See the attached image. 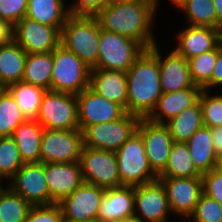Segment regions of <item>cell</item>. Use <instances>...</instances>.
I'll use <instances>...</instances> for the list:
<instances>
[{"label": "cell", "mask_w": 222, "mask_h": 222, "mask_svg": "<svg viewBox=\"0 0 222 222\" xmlns=\"http://www.w3.org/2000/svg\"><path fill=\"white\" fill-rule=\"evenodd\" d=\"M155 15V1L141 0L109 3L95 17L101 29L132 39L146 50L156 44Z\"/></svg>", "instance_id": "6da1fadb"}, {"label": "cell", "mask_w": 222, "mask_h": 222, "mask_svg": "<svg viewBox=\"0 0 222 222\" xmlns=\"http://www.w3.org/2000/svg\"><path fill=\"white\" fill-rule=\"evenodd\" d=\"M127 112L147 118L162 95L158 58L146 49L126 71Z\"/></svg>", "instance_id": "7a4b0ae2"}, {"label": "cell", "mask_w": 222, "mask_h": 222, "mask_svg": "<svg viewBox=\"0 0 222 222\" xmlns=\"http://www.w3.org/2000/svg\"><path fill=\"white\" fill-rule=\"evenodd\" d=\"M100 29L95 16L70 15L61 30V44L92 69L98 61Z\"/></svg>", "instance_id": "3957f363"}, {"label": "cell", "mask_w": 222, "mask_h": 222, "mask_svg": "<svg viewBox=\"0 0 222 222\" xmlns=\"http://www.w3.org/2000/svg\"><path fill=\"white\" fill-rule=\"evenodd\" d=\"M51 91L74 95L90 86L91 68L62 44L53 51Z\"/></svg>", "instance_id": "277c9868"}, {"label": "cell", "mask_w": 222, "mask_h": 222, "mask_svg": "<svg viewBox=\"0 0 222 222\" xmlns=\"http://www.w3.org/2000/svg\"><path fill=\"white\" fill-rule=\"evenodd\" d=\"M121 184L140 186L158 180L151 169L144 148L141 134H134L115 151Z\"/></svg>", "instance_id": "5b68a950"}, {"label": "cell", "mask_w": 222, "mask_h": 222, "mask_svg": "<svg viewBox=\"0 0 222 222\" xmlns=\"http://www.w3.org/2000/svg\"><path fill=\"white\" fill-rule=\"evenodd\" d=\"M140 117L126 113L118 120L87 126L83 147L117 151L137 131Z\"/></svg>", "instance_id": "8992f818"}, {"label": "cell", "mask_w": 222, "mask_h": 222, "mask_svg": "<svg viewBox=\"0 0 222 222\" xmlns=\"http://www.w3.org/2000/svg\"><path fill=\"white\" fill-rule=\"evenodd\" d=\"M44 129L71 130L80 128L77 96L47 90L36 119Z\"/></svg>", "instance_id": "52a82bcc"}, {"label": "cell", "mask_w": 222, "mask_h": 222, "mask_svg": "<svg viewBox=\"0 0 222 222\" xmlns=\"http://www.w3.org/2000/svg\"><path fill=\"white\" fill-rule=\"evenodd\" d=\"M144 50L132 39L100 29L98 61L93 68L126 72Z\"/></svg>", "instance_id": "ba28073f"}, {"label": "cell", "mask_w": 222, "mask_h": 222, "mask_svg": "<svg viewBox=\"0 0 222 222\" xmlns=\"http://www.w3.org/2000/svg\"><path fill=\"white\" fill-rule=\"evenodd\" d=\"M79 164L84 182L104 189L122 186L115 151L83 147Z\"/></svg>", "instance_id": "9c48e42d"}, {"label": "cell", "mask_w": 222, "mask_h": 222, "mask_svg": "<svg viewBox=\"0 0 222 222\" xmlns=\"http://www.w3.org/2000/svg\"><path fill=\"white\" fill-rule=\"evenodd\" d=\"M83 148V132L44 129L41 139V163H71L79 161Z\"/></svg>", "instance_id": "30bf717a"}, {"label": "cell", "mask_w": 222, "mask_h": 222, "mask_svg": "<svg viewBox=\"0 0 222 222\" xmlns=\"http://www.w3.org/2000/svg\"><path fill=\"white\" fill-rule=\"evenodd\" d=\"M158 180L165 187L172 214L179 216L180 220H187L203 194L202 177L158 178Z\"/></svg>", "instance_id": "8fae6325"}, {"label": "cell", "mask_w": 222, "mask_h": 222, "mask_svg": "<svg viewBox=\"0 0 222 222\" xmlns=\"http://www.w3.org/2000/svg\"><path fill=\"white\" fill-rule=\"evenodd\" d=\"M8 187L31 206L50 205L44 163H24L9 180Z\"/></svg>", "instance_id": "7c38bea8"}, {"label": "cell", "mask_w": 222, "mask_h": 222, "mask_svg": "<svg viewBox=\"0 0 222 222\" xmlns=\"http://www.w3.org/2000/svg\"><path fill=\"white\" fill-rule=\"evenodd\" d=\"M170 213L166 190L159 180L134 187L135 218L144 222H168Z\"/></svg>", "instance_id": "4fadbf2b"}, {"label": "cell", "mask_w": 222, "mask_h": 222, "mask_svg": "<svg viewBox=\"0 0 222 222\" xmlns=\"http://www.w3.org/2000/svg\"><path fill=\"white\" fill-rule=\"evenodd\" d=\"M104 188L83 182L69 196L63 198L60 205L64 222L97 220Z\"/></svg>", "instance_id": "5bb4252c"}, {"label": "cell", "mask_w": 222, "mask_h": 222, "mask_svg": "<svg viewBox=\"0 0 222 222\" xmlns=\"http://www.w3.org/2000/svg\"><path fill=\"white\" fill-rule=\"evenodd\" d=\"M137 131L142 136L149 165L158 176L165 169L170 149L174 143L169 128L165 124H158L147 118H141Z\"/></svg>", "instance_id": "9a60e30c"}, {"label": "cell", "mask_w": 222, "mask_h": 222, "mask_svg": "<svg viewBox=\"0 0 222 222\" xmlns=\"http://www.w3.org/2000/svg\"><path fill=\"white\" fill-rule=\"evenodd\" d=\"M76 96L79 127L82 131L89 125L118 120L127 113L120 104L105 99L90 86Z\"/></svg>", "instance_id": "2e32d148"}, {"label": "cell", "mask_w": 222, "mask_h": 222, "mask_svg": "<svg viewBox=\"0 0 222 222\" xmlns=\"http://www.w3.org/2000/svg\"><path fill=\"white\" fill-rule=\"evenodd\" d=\"M16 43L27 53L52 52L61 44V31L24 17L16 23Z\"/></svg>", "instance_id": "e0dca14e"}, {"label": "cell", "mask_w": 222, "mask_h": 222, "mask_svg": "<svg viewBox=\"0 0 222 222\" xmlns=\"http://www.w3.org/2000/svg\"><path fill=\"white\" fill-rule=\"evenodd\" d=\"M149 50L159 61L162 92H175L188 87H199L192 80L188 60L179 55L174 49L165 57L162 56L157 43Z\"/></svg>", "instance_id": "ac0fdd59"}, {"label": "cell", "mask_w": 222, "mask_h": 222, "mask_svg": "<svg viewBox=\"0 0 222 222\" xmlns=\"http://www.w3.org/2000/svg\"><path fill=\"white\" fill-rule=\"evenodd\" d=\"M50 204L59 203L84 181L79 161L71 163H44Z\"/></svg>", "instance_id": "d6986e66"}, {"label": "cell", "mask_w": 222, "mask_h": 222, "mask_svg": "<svg viewBox=\"0 0 222 222\" xmlns=\"http://www.w3.org/2000/svg\"><path fill=\"white\" fill-rule=\"evenodd\" d=\"M176 38L173 49L186 60L215 49L221 41L220 29L190 25L178 31Z\"/></svg>", "instance_id": "ffe728a7"}, {"label": "cell", "mask_w": 222, "mask_h": 222, "mask_svg": "<svg viewBox=\"0 0 222 222\" xmlns=\"http://www.w3.org/2000/svg\"><path fill=\"white\" fill-rule=\"evenodd\" d=\"M134 217V187L122 185L105 189L97 220L120 222Z\"/></svg>", "instance_id": "44dd1931"}, {"label": "cell", "mask_w": 222, "mask_h": 222, "mask_svg": "<svg viewBox=\"0 0 222 222\" xmlns=\"http://www.w3.org/2000/svg\"><path fill=\"white\" fill-rule=\"evenodd\" d=\"M90 87L105 99L120 104L127 112V75L126 72L92 68Z\"/></svg>", "instance_id": "7402d4cb"}, {"label": "cell", "mask_w": 222, "mask_h": 222, "mask_svg": "<svg viewBox=\"0 0 222 222\" xmlns=\"http://www.w3.org/2000/svg\"><path fill=\"white\" fill-rule=\"evenodd\" d=\"M201 90L200 87H188L175 92H162L147 119L154 123L165 124L184 109L193 106L199 100Z\"/></svg>", "instance_id": "603a6c76"}, {"label": "cell", "mask_w": 222, "mask_h": 222, "mask_svg": "<svg viewBox=\"0 0 222 222\" xmlns=\"http://www.w3.org/2000/svg\"><path fill=\"white\" fill-rule=\"evenodd\" d=\"M44 127L37 120H26L13 131L12 138L20 151L23 163L41 162V139Z\"/></svg>", "instance_id": "cb8c5ba5"}, {"label": "cell", "mask_w": 222, "mask_h": 222, "mask_svg": "<svg viewBox=\"0 0 222 222\" xmlns=\"http://www.w3.org/2000/svg\"><path fill=\"white\" fill-rule=\"evenodd\" d=\"M70 16L65 0H28L26 17L60 31Z\"/></svg>", "instance_id": "d4e9b609"}, {"label": "cell", "mask_w": 222, "mask_h": 222, "mask_svg": "<svg viewBox=\"0 0 222 222\" xmlns=\"http://www.w3.org/2000/svg\"><path fill=\"white\" fill-rule=\"evenodd\" d=\"M27 52L17 43L0 47V84L3 88L22 81Z\"/></svg>", "instance_id": "484cf974"}, {"label": "cell", "mask_w": 222, "mask_h": 222, "mask_svg": "<svg viewBox=\"0 0 222 222\" xmlns=\"http://www.w3.org/2000/svg\"><path fill=\"white\" fill-rule=\"evenodd\" d=\"M209 127L202 126L185 143L195 167L203 174L214 169L217 157Z\"/></svg>", "instance_id": "4316f807"}, {"label": "cell", "mask_w": 222, "mask_h": 222, "mask_svg": "<svg viewBox=\"0 0 222 222\" xmlns=\"http://www.w3.org/2000/svg\"><path fill=\"white\" fill-rule=\"evenodd\" d=\"M15 99L26 119L36 120L46 89L23 81L11 84L6 88Z\"/></svg>", "instance_id": "83f0119b"}, {"label": "cell", "mask_w": 222, "mask_h": 222, "mask_svg": "<svg viewBox=\"0 0 222 222\" xmlns=\"http://www.w3.org/2000/svg\"><path fill=\"white\" fill-rule=\"evenodd\" d=\"M201 176L202 173L195 167L186 143L174 142L165 169L158 175V178Z\"/></svg>", "instance_id": "f1b7e54d"}, {"label": "cell", "mask_w": 222, "mask_h": 222, "mask_svg": "<svg viewBox=\"0 0 222 222\" xmlns=\"http://www.w3.org/2000/svg\"><path fill=\"white\" fill-rule=\"evenodd\" d=\"M53 53H27L22 81L51 90Z\"/></svg>", "instance_id": "f546056e"}, {"label": "cell", "mask_w": 222, "mask_h": 222, "mask_svg": "<svg viewBox=\"0 0 222 222\" xmlns=\"http://www.w3.org/2000/svg\"><path fill=\"white\" fill-rule=\"evenodd\" d=\"M165 125L169 128L174 142L185 143L203 126L202 109L199 100L191 107L184 109Z\"/></svg>", "instance_id": "4dcf8cb0"}, {"label": "cell", "mask_w": 222, "mask_h": 222, "mask_svg": "<svg viewBox=\"0 0 222 222\" xmlns=\"http://www.w3.org/2000/svg\"><path fill=\"white\" fill-rule=\"evenodd\" d=\"M178 9L187 19V25L217 29V17L213 0H185Z\"/></svg>", "instance_id": "1f68e13d"}, {"label": "cell", "mask_w": 222, "mask_h": 222, "mask_svg": "<svg viewBox=\"0 0 222 222\" xmlns=\"http://www.w3.org/2000/svg\"><path fill=\"white\" fill-rule=\"evenodd\" d=\"M218 57V46L188 60L192 80L201 89L211 91L212 74Z\"/></svg>", "instance_id": "d6a6232c"}, {"label": "cell", "mask_w": 222, "mask_h": 222, "mask_svg": "<svg viewBox=\"0 0 222 222\" xmlns=\"http://www.w3.org/2000/svg\"><path fill=\"white\" fill-rule=\"evenodd\" d=\"M31 207L8 187L0 193V222H25Z\"/></svg>", "instance_id": "836d02e7"}, {"label": "cell", "mask_w": 222, "mask_h": 222, "mask_svg": "<svg viewBox=\"0 0 222 222\" xmlns=\"http://www.w3.org/2000/svg\"><path fill=\"white\" fill-rule=\"evenodd\" d=\"M26 120L13 96L4 88L0 92V137L12 136L16 127Z\"/></svg>", "instance_id": "e575fe53"}, {"label": "cell", "mask_w": 222, "mask_h": 222, "mask_svg": "<svg viewBox=\"0 0 222 222\" xmlns=\"http://www.w3.org/2000/svg\"><path fill=\"white\" fill-rule=\"evenodd\" d=\"M15 140L11 136L0 137V172L10 180L23 165Z\"/></svg>", "instance_id": "d590c367"}, {"label": "cell", "mask_w": 222, "mask_h": 222, "mask_svg": "<svg viewBox=\"0 0 222 222\" xmlns=\"http://www.w3.org/2000/svg\"><path fill=\"white\" fill-rule=\"evenodd\" d=\"M209 93V90L202 89L199 95L203 126L209 128L222 126V95L211 96Z\"/></svg>", "instance_id": "8d00e7d4"}, {"label": "cell", "mask_w": 222, "mask_h": 222, "mask_svg": "<svg viewBox=\"0 0 222 222\" xmlns=\"http://www.w3.org/2000/svg\"><path fill=\"white\" fill-rule=\"evenodd\" d=\"M187 222H222V205L202 194Z\"/></svg>", "instance_id": "74e56055"}, {"label": "cell", "mask_w": 222, "mask_h": 222, "mask_svg": "<svg viewBox=\"0 0 222 222\" xmlns=\"http://www.w3.org/2000/svg\"><path fill=\"white\" fill-rule=\"evenodd\" d=\"M25 222H64V217L58 203L32 206Z\"/></svg>", "instance_id": "f35d334b"}, {"label": "cell", "mask_w": 222, "mask_h": 222, "mask_svg": "<svg viewBox=\"0 0 222 222\" xmlns=\"http://www.w3.org/2000/svg\"><path fill=\"white\" fill-rule=\"evenodd\" d=\"M28 0H0V19L18 23L26 17Z\"/></svg>", "instance_id": "ab89813d"}, {"label": "cell", "mask_w": 222, "mask_h": 222, "mask_svg": "<svg viewBox=\"0 0 222 222\" xmlns=\"http://www.w3.org/2000/svg\"><path fill=\"white\" fill-rule=\"evenodd\" d=\"M109 3L111 0H76L68 5L69 13L73 16H95Z\"/></svg>", "instance_id": "60d3db41"}, {"label": "cell", "mask_w": 222, "mask_h": 222, "mask_svg": "<svg viewBox=\"0 0 222 222\" xmlns=\"http://www.w3.org/2000/svg\"><path fill=\"white\" fill-rule=\"evenodd\" d=\"M203 194L222 205V176L214 170L202 174Z\"/></svg>", "instance_id": "b9f144b4"}, {"label": "cell", "mask_w": 222, "mask_h": 222, "mask_svg": "<svg viewBox=\"0 0 222 222\" xmlns=\"http://www.w3.org/2000/svg\"><path fill=\"white\" fill-rule=\"evenodd\" d=\"M16 43V23L0 19V47Z\"/></svg>", "instance_id": "7bdbcfd3"}, {"label": "cell", "mask_w": 222, "mask_h": 222, "mask_svg": "<svg viewBox=\"0 0 222 222\" xmlns=\"http://www.w3.org/2000/svg\"><path fill=\"white\" fill-rule=\"evenodd\" d=\"M222 86V41L218 45V57L212 74V88Z\"/></svg>", "instance_id": "ee69618b"}, {"label": "cell", "mask_w": 222, "mask_h": 222, "mask_svg": "<svg viewBox=\"0 0 222 222\" xmlns=\"http://www.w3.org/2000/svg\"><path fill=\"white\" fill-rule=\"evenodd\" d=\"M211 139L216 157H222V126L210 128Z\"/></svg>", "instance_id": "f6af8a7d"}, {"label": "cell", "mask_w": 222, "mask_h": 222, "mask_svg": "<svg viewBox=\"0 0 222 222\" xmlns=\"http://www.w3.org/2000/svg\"><path fill=\"white\" fill-rule=\"evenodd\" d=\"M217 17V29L222 27V0H213Z\"/></svg>", "instance_id": "bcb514c9"}, {"label": "cell", "mask_w": 222, "mask_h": 222, "mask_svg": "<svg viewBox=\"0 0 222 222\" xmlns=\"http://www.w3.org/2000/svg\"><path fill=\"white\" fill-rule=\"evenodd\" d=\"M213 170L222 176V157L217 158Z\"/></svg>", "instance_id": "7dc6e473"}, {"label": "cell", "mask_w": 222, "mask_h": 222, "mask_svg": "<svg viewBox=\"0 0 222 222\" xmlns=\"http://www.w3.org/2000/svg\"><path fill=\"white\" fill-rule=\"evenodd\" d=\"M185 0H171V3L175 5L176 8H178Z\"/></svg>", "instance_id": "c3c4849f"}, {"label": "cell", "mask_w": 222, "mask_h": 222, "mask_svg": "<svg viewBox=\"0 0 222 222\" xmlns=\"http://www.w3.org/2000/svg\"><path fill=\"white\" fill-rule=\"evenodd\" d=\"M120 222H144V221L139 220V219L133 217V218L126 219V220H123V221H120Z\"/></svg>", "instance_id": "681fc988"}, {"label": "cell", "mask_w": 222, "mask_h": 222, "mask_svg": "<svg viewBox=\"0 0 222 222\" xmlns=\"http://www.w3.org/2000/svg\"><path fill=\"white\" fill-rule=\"evenodd\" d=\"M125 1H141V0H111V3L125 2Z\"/></svg>", "instance_id": "f907efd6"}, {"label": "cell", "mask_w": 222, "mask_h": 222, "mask_svg": "<svg viewBox=\"0 0 222 222\" xmlns=\"http://www.w3.org/2000/svg\"><path fill=\"white\" fill-rule=\"evenodd\" d=\"M3 180H7L3 174L0 172V185H2V182H4Z\"/></svg>", "instance_id": "816d5d0a"}, {"label": "cell", "mask_w": 222, "mask_h": 222, "mask_svg": "<svg viewBox=\"0 0 222 222\" xmlns=\"http://www.w3.org/2000/svg\"><path fill=\"white\" fill-rule=\"evenodd\" d=\"M76 222H99L98 220L76 221Z\"/></svg>", "instance_id": "f5cc1de1"}, {"label": "cell", "mask_w": 222, "mask_h": 222, "mask_svg": "<svg viewBox=\"0 0 222 222\" xmlns=\"http://www.w3.org/2000/svg\"><path fill=\"white\" fill-rule=\"evenodd\" d=\"M154 1H155V7H156V11H157V8H158V5H159L158 1L160 2V0H154Z\"/></svg>", "instance_id": "db71d44e"}, {"label": "cell", "mask_w": 222, "mask_h": 222, "mask_svg": "<svg viewBox=\"0 0 222 222\" xmlns=\"http://www.w3.org/2000/svg\"><path fill=\"white\" fill-rule=\"evenodd\" d=\"M6 188H8V186H6V187H2V185H0V193L4 190V189H6Z\"/></svg>", "instance_id": "11a10c76"}, {"label": "cell", "mask_w": 222, "mask_h": 222, "mask_svg": "<svg viewBox=\"0 0 222 222\" xmlns=\"http://www.w3.org/2000/svg\"><path fill=\"white\" fill-rule=\"evenodd\" d=\"M221 41H222V27L220 29Z\"/></svg>", "instance_id": "9f6ffc18"}, {"label": "cell", "mask_w": 222, "mask_h": 222, "mask_svg": "<svg viewBox=\"0 0 222 222\" xmlns=\"http://www.w3.org/2000/svg\"><path fill=\"white\" fill-rule=\"evenodd\" d=\"M4 88L1 86V84H0V92L3 90Z\"/></svg>", "instance_id": "6f0895ef"}]
</instances>
